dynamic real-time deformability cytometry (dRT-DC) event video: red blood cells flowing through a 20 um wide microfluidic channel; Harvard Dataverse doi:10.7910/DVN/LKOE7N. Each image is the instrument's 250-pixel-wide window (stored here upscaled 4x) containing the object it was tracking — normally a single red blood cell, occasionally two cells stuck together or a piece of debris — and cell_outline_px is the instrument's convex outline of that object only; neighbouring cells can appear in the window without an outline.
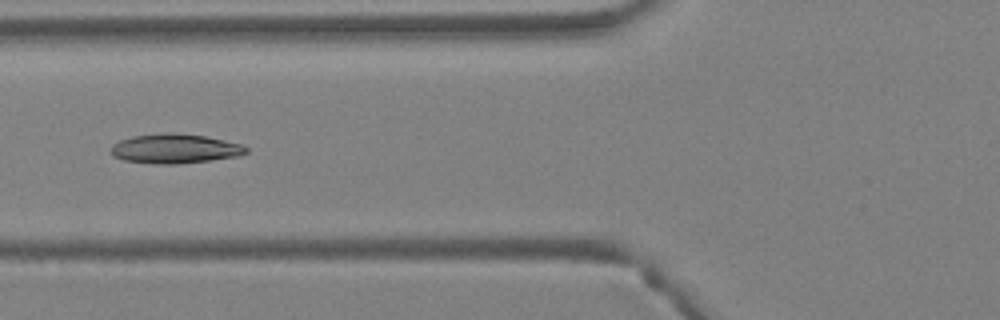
{"species": "Egyptian fruit bat (a non-hibernating species)", "species_latin": "Rousettus aegyptiacus", "temperature_condition": "warm", "stored_images_in_passage": 3, "camera_frame_rate_fps": 3000, "um_per_image_px": 0.085, "animal": {"sex": "female"}, "frame": {"image": 1, "passage_image": 3, "time_ms": 0.667, "image_size_px": [1000, 320], "cell_outline_px": [[248, 152], [240, 156], [212, 160], [176, 164], [152, 164], [124, 160], [112, 156], [112, 144], [120, 140], [132, 136], [168, 132], [208, 136], [240, 144], [248, 148]], "centroid_in_image_um": [14.88, 12.64], "position_along_channel_um": 110.9, "area_um2": 23.35}}